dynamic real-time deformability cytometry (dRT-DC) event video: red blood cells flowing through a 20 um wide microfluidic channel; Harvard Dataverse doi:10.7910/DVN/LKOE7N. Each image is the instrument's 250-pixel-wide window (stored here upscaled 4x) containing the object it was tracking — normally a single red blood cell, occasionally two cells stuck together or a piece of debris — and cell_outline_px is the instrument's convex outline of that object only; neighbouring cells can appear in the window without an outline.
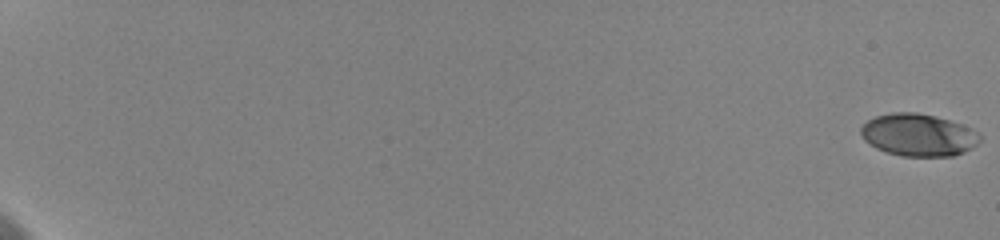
{"species": "human", "species_latin": "Homo sapiens", "temperature_condition": "cold", "stored_images_in_passage": 61, "camera_frame_rate_fps": 3000, "um_per_image_px": 0.085, "donor": {"sex": "female"}, "frame": {"image": 1, "passage_image": 1, "time_ms": 0.0, "image_size_px": [1000, 240], "cell_outline_px": [[980, 140], [972, 148], [964, 152], [952, 156], [900, 156], [876, 148], [864, 140], [860, 132], [860, 128], [868, 120], [876, 116], [892, 112], [916, 112], [936, 116], [960, 124], [976, 132], [980, 136]], "centroid_in_image_um": [78.03, 11.47], "position_along_channel_um": 7.0, "area_um2": 29.19}}
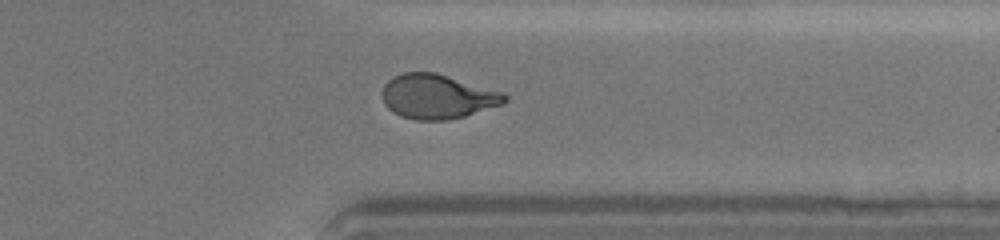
{"frame": {"image": 2, "passage_image": 51, "time_ms": 16.667, "image_size_px": [1000, 240], "cell_outline_px": [[508, 100], [504, 104], [464, 116], [448, 120], [416, 120], [400, 116], [392, 112], [384, 104], [384, 84], [392, 76], [404, 72], [436, 72], [504, 92], [508, 96]], "centroid_in_image_um": [37.21, 8.2], "position_along_channel_um": 374.2, "area_um2": 31.91}}
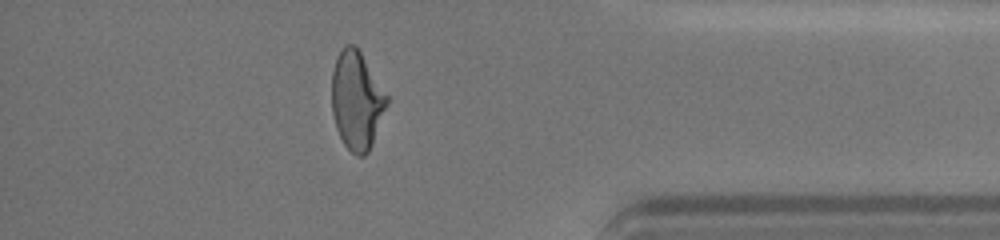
{"frame": {"image": 3, "passage_image": 55, "time_ms": 18.0, "image_size_px": [1000, 240], "cell_outline_px": [[388, 104], [372, 144], [368, 152], [364, 156], [356, 156], [344, 144], [336, 128], [332, 112], [332, 72], [336, 60], [344, 44], [356, 44], [388, 96]], "centroid_in_image_um": [30.32, 8.53], "position_along_channel_um": 404.9, "area_um2": 31.5}, "authors_computed_cell_mechanics": {"area_um2": 30.8652, "velocity_mm_per_s": 3.6069, "shape_relaxation_time_tau1_ms": 4.0901, "shape_relaxation_time_tau2_ms": 1.8733, "deformation_change_tau1": 0.175, "deformation_change_tau2": 0.0779}}